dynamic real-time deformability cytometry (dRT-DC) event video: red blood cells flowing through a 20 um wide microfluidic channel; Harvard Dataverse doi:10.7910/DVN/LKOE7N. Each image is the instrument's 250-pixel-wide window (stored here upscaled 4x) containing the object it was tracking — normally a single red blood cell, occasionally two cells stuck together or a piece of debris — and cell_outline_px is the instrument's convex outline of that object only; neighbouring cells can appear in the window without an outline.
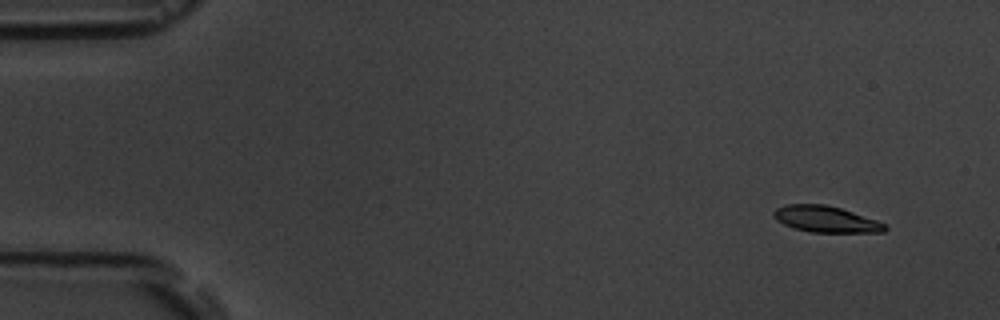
{"species": "common noctule bat (a hibernating species)", "species_latin": "Nyctalus noctula", "temperature_condition": "room temperature", "stored_images_in_passage": 17, "camera_frame_rate_fps": 3000, "um_per_image_px": 0.085, "animal": {"sex": "male", "body_mass_g": 19.5, "forearm_length_mm": 54.6}, "frame": {"image": 1, "passage_image": 2, "time_ms": 1.0, "image_size_px": [1000, 320], "cell_outline_px": [[888, 228], [884, 232], [812, 232], [796, 228], [784, 224], [776, 220], [772, 216], [772, 212], [776, 208], [784, 204], [824, 204], [840, 208], [876, 220], [884, 224]], "centroid_in_image_um": [70.15, 18.62], "position_along_channel_um": 14.8, "area_um2": 16.88}}
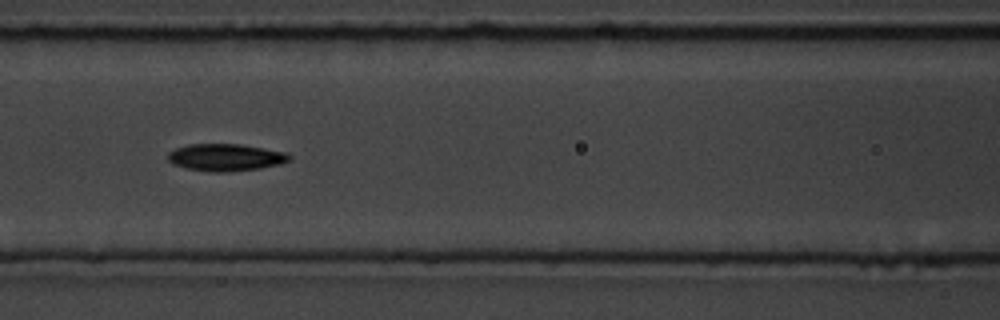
{"frame": {"image": 2, "passage_image": 8, "time_ms": 7.667, "image_size_px": [1000, 320], "cell_outline_px": [[292, 160], [280, 164], [260, 168], [228, 172], [212, 172], [188, 168], [172, 164], [168, 160], [168, 152], [176, 148], [188, 144], [240, 144], [264, 148], [284, 152], [292, 156]], "centroid_in_image_um": [19.19, 13.37], "position_along_channel_um": 147.4, "area_um2": 19.25}}
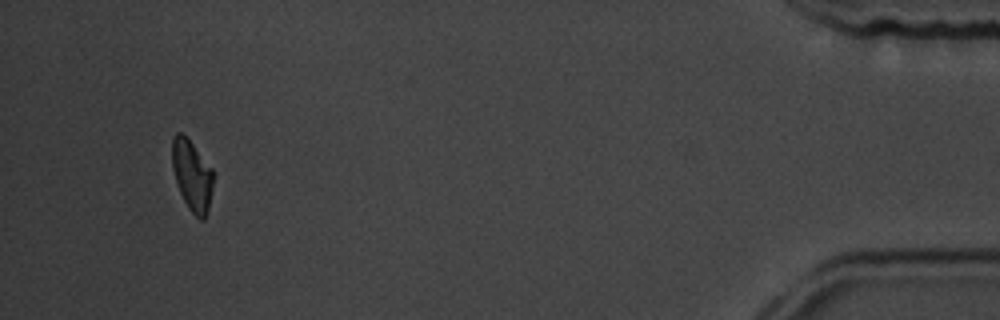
{"frame": {"image": 3, "passage_image": 16, "time_ms": 17.0, "image_size_px": [1000, 320], "cell_outline_px": [[212, 188], [208, 208], [204, 220], [200, 220], [188, 208], [176, 184], [172, 168], [172, 140], [176, 132], [180, 132], [192, 144], [212, 168]], "centroid_in_image_um": [16.3, 14.92], "position_along_channel_um": 418.9, "area_um2": 16.65}, "authors_computed_cell_mechanics": {"area_um2": 18.1492, "velocity_mm_per_s": 3.7141, "shape_relaxation_time_tau1_ms": 3.1356, "shape_relaxation_time_tau2_ms": null, "deformation_change_tau1": 0.1493, "deformation_change_tau2": null}}